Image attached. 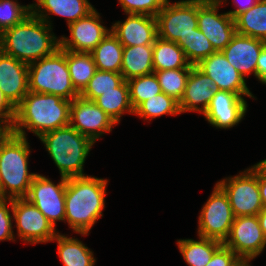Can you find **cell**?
Returning a JSON list of instances; mask_svg holds the SVG:
<instances>
[{"instance_id":"obj_39","label":"cell","mask_w":266,"mask_h":266,"mask_svg":"<svg viewBox=\"0 0 266 266\" xmlns=\"http://www.w3.org/2000/svg\"><path fill=\"white\" fill-rule=\"evenodd\" d=\"M238 258L230 248L222 244L205 266H231Z\"/></svg>"},{"instance_id":"obj_27","label":"cell","mask_w":266,"mask_h":266,"mask_svg":"<svg viewBox=\"0 0 266 266\" xmlns=\"http://www.w3.org/2000/svg\"><path fill=\"white\" fill-rule=\"evenodd\" d=\"M199 241L181 239L178 248L189 266H205L214 252L223 244L220 241L199 236Z\"/></svg>"},{"instance_id":"obj_2","label":"cell","mask_w":266,"mask_h":266,"mask_svg":"<svg viewBox=\"0 0 266 266\" xmlns=\"http://www.w3.org/2000/svg\"><path fill=\"white\" fill-rule=\"evenodd\" d=\"M71 101L60 96L28 92L16 107V115L10 131L26 137L27 128L40 137L45 132L69 125Z\"/></svg>"},{"instance_id":"obj_28","label":"cell","mask_w":266,"mask_h":266,"mask_svg":"<svg viewBox=\"0 0 266 266\" xmlns=\"http://www.w3.org/2000/svg\"><path fill=\"white\" fill-rule=\"evenodd\" d=\"M54 240L58 243V254L64 266H94L93 252L78 239L58 233Z\"/></svg>"},{"instance_id":"obj_9","label":"cell","mask_w":266,"mask_h":266,"mask_svg":"<svg viewBox=\"0 0 266 266\" xmlns=\"http://www.w3.org/2000/svg\"><path fill=\"white\" fill-rule=\"evenodd\" d=\"M234 219L227 194L216 184L200 213L198 235L224 243Z\"/></svg>"},{"instance_id":"obj_20","label":"cell","mask_w":266,"mask_h":266,"mask_svg":"<svg viewBox=\"0 0 266 266\" xmlns=\"http://www.w3.org/2000/svg\"><path fill=\"white\" fill-rule=\"evenodd\" d=\"M110 30L123 46L153 45L157 38L156 17L128 14L123 23L116 22Z\"/></svg>"},{"instance_id":"obj_5","label":"cell","mask_w":266,"mask_h":266,"mask_svg":"<svg viewBox=\"0 0 266 266\" xmlns=\"http://www.w3.org/2000/svg\"><path fill=\"white\" fill-rule=\"evenodd\" d=\"M40 140L60 170L61 177L86 176L83 165L94 142L68 125L45 132Z\"/></svg>"},{"instance_id":"obj_44","label":"cell","mask_w":266,"mask_h":266,"mask_svg":"<svg viewBox=\"0 0 266 266\" xmlns=\"http://www.w3.org/2000/svg\"><path fill=\"white\" fill-rule=\"evenodd\" d=\"M260 227L263 231L264 237L266 239V208H263L257 215Z\"/></svg>"},{"instance_id":"obj_26","label":"cell","mask_w":266,"mask_h":266,"mask_svg":"<svg viewBox=\"0 0 266 266\" xmlns=\"http://www.w3.org/2000/svg\"><path fill=\"white\" fill-rule=\"evenodd\" d=\"M123 45L110 31L90 52L96 68L102 71L121 73Z\"/></svg>"},{"instance_id":"obj_13","label":"cell","mask_w":266,"mask_h":266,"mask_svg":"<svg viewBox=\"0 0 266 266\" xmlns=\"http://www.w3.org/2000/svg\"><path fill=\"white\" fill-rule=\"evenodd\" d=\"M223 244L239 258L250 261L255 259L266 245L257 215L235 217L229 236Z\"/></svg>"},{"instance_id":"obj_34","label":"cell","mask_w":266,"mask_h":266,"mask_svg":"<svg viewBox=\"0 0 266 266\" xmlns=\"http://www.w3.org/2000/svg\"><path fill=\"white\" fill-rule=\"evenodd\" d=\"M192 68L155 71L162 92L180 102Z\"/></svg>"},{"instance_id":"obj_31","label":"cell","mask_w":266,"mask_h":266,"mask_svg":"<svg viewBox=\"0 0 266 266\" xmlns=\"http://www.w3.org/2000/svg\"><path fill=\"white\" fill-rule=\"evenodd\" d=\"M179 113H181L179 102L164 92L142 102L134 110V114L144 119H153L164 114L177 115Z\"/></svg>"},{"instance_id":"obj_47","label":"cell","mask_w":266,"mask_h":266,"mask_svg":"<svg viewBox=\"0 0 266 266\" xmlns=\"http://www.w3.org/2000/svg\"><path fill=\"white\" fill-rule=\"evenodd\" d=\"M261 163L266 167V159L262 160Z\"/></svg>"},{"instance_id":"obj_30","label":"cell","mask_w":266,"mask_h":266,"mask_svg":"<svg viewBox=\"0 0 266 266\" xmlns=\"http://www.w3.org/2000/svg\"><path fill=\"white\" fill-rule=\"evenodd\" d=\"M67 65L74 88L81 93L97 71L91 53L67 50Z\"/></svg>"},{"instance_id":"obj_23","label":"cell","mask_w":266,"mask_h":266,"mask_svg":"<svg viewBox=\"0 0 266 266\" xmlns=\"http://www.w3.org/2000/svg\"><path fill=\"white\" fill-rule=\"evenodd\" d=\"M153 72V45L123 47L121 74L125 81Z\"/></svg>"},{"instance_id":"obj_3","label":"cell","mask_w":266,"mask_h":266,"mask_svg":"<svg viewBox=\"0 0 266 266\" xmlns=\"http://www.w3.org/2000/svg\"><path fill=\"white\" fill-rule=\"evenodd\" d=\"M51 29V25L31 13L0 34V50L26 64L38 61L59 48V39L50 33Z\"/></svg>"},{"instance_id":"obj_6","label":"cell","mask_w":266,"mask_h":266,"mask_svg":"<svg viewBox=\"0 0 266 266\" xmlns=\"http://www.w3.org/2000/svg\"><path fill=\"white\" fill-rule=\"evenodd\" d=\"M28 82L30 92L57 95L69 101L80 95L70 78L67 50L60 48L28 64Z\"/></svg>"},{"instance_id":"obj_45","label":"cell","mask_w":266,"mask_h":266,"mask_svg":"<svg viewBox=\"0 0 266 266\" xmlns=\"http://www.w3.org/2000/svg\"><path fill=\"white\" fill-rule=\"evenodd\" d=\"M250 260L244 258H238L231 266H250Z\"/></svg>"},{"instance_id":"obj_38","label":"cell","mask_w":266,"mask_h":266,"mask_svg":"<svg viewBox=\"0 0 266 266\" xmlns=\"http://www.w3.org/2000/svg\"><path fill=\"white\" fill-rule=\"evenodd\" d=\"M8 198L0 197V241L3 240H14L12 231L11 214L7 207Z\"/></svg>"},{"instance_id":"obj_42","label":"cell","mask_w":266,"mask_h":266,"mask_svg":"<svg viewBox=\"0 0 266 266\" xmlns=\"http://www.w3.org/2000/svg\"><path fill=\"white\" fill-rule=\"evenodd\" d=\"M259 191L263 207L266 208V167L259 162Z\"/></svg>"},{"instance_id":"obj_40","label":"cell","mask_w":266,"mask_h":266,"mask_svg":"<svg viewBox=\"0 0 266 266\" xmlns=\"http://www.w3.org/2000/svg\"><path fill=\"white\" fill-rule=\"evenodd\" d=\"M16 108L8 101L0 89V122L8 129L13 125Z\"/></svg>"},{"instance_id":"obj_15","label":"cell","mask_w":266,"mask_h":266,"mask_svg":"<svg viewBox=\"0 0 266 266\" xmlns=\"http://www.w3.org/2000/svg\"><path fill=\"white\" fill-rule=\"evenodd\" d=\"M93 10L86 17L68 25L70 39L61 37L59 48L73 52L90 53L111 30H107L100 23V16Z\"/></svg>"},{"instance_id":"obj_16","label":"cell","mask_w":266,"mask_h":266,"mask_svg":"<svg viewBox=\"0 0 266 266\" xmlns=\"http://www.w3.org/2000/svg\"><path fill=\"white\" fill-rule=\"evenodd\" d=\"M195 66L213 80L218 90L254 98L247 88L244 77L228 62L221 51L202 59Z\"/></svg>"},{"instance_id":"obj_24","label":"cell","mask_w":266,"mask_h":266,"mask_svg":"<svg viewBox=\"0 0 266 266\" xmlns=\"http://www.w3.org/2000/svg\"><path fill=\"white\" fill-rule=\"evenodd\" d=\"M183 49L175 42L157 37L153 44V69L155 71L192 68Z\"/></svg>"},{"instance_id":"obj_12","label":"cell","mask_w":266,"mask_h":266,"mask_svg":"<svg viewBox=\"0 0 266 266\" xmlns=\"http://www.w3.org/2000/svg\"><path fill=\"white\" fill-rule=\"evenodd\" d=\"M219 0H198V29L208 38L215 51H222L236 34L234 19L218 14Z\"/></svg>"},{"instance_id":"obj_18","label":"cell","mask_w":266,"mask_h":266,"mask_svg":"<svg viewBox=\"0 0 266 266\" xmlns=\"http://www.w3.org/2000/svg\"><path fill=\"white\" fill-rule=\"evenodd\" d=\"M0 89L16 108L29 92L28 64L0 50Z\"/></svg>"},{"instance_id":"obj_8","label":"cell","mask_w":266,"mask_h":266,"mask_svg":"<svg viewBox=\"0 0 266 266\" xmlns=\"http://www.w3.org/2000/svg\"><path fill=\"white\" fill-rule=\"evenodd\" d=\"M217 184L227 194L235 217L258 215L264 208L259 191V163Z\"/></svg>"},{"instance_id":"obj_37","label":"cell","mask_w":266,"mask_h":266,"mask_svg":"<svg viewBox=\"0 0 266 266\" xmlns=\"http://www.w3.org/2000/svg\"><path fill=\"white\" fill-rule=\"evenodd\" d=\"M167 0H119L126 14L156 16Z\"/></svg>"},{"instance_id":"obj_21","label":"cell","mask_w":266,"mask_h":266,"mask_svg":"<svg viewBox=\"0 0 266 266\" xmlns=\"http://www.w3.org/2000/svg\"><path fill=\"white\" fill-rule=\"evenodd\" d=\"M216 91L218 88L213 80L196 66H193L187 79L183 97L179 102L180 112L197 111L204 113ZM198 104H201L202 107L200 108Z\"/></svg>"},{"instance_id":"obj_11","label":"cell","mask_w":266,"mask_h":266,"mask_svg":"<svg viewBox=\"0 0 266 266\" xmlns=\"http://www.w3.org/2000/svg\"><path fill=\"white\" fill-rule=\"evenodd\" d=\"M67 178L61 177L55 185L45 176L36 174L25 197L34 204L55 227L56 221H65V190Z\"/></svg>"},{"instance_id":"obj_17","label":"cell","mask_w":266,"mask_h":266,"mask_svg":"<svg viewBox=\"0 0 266 266\" xmlns=\"http://www.w3.org/2000/svg\"><path fill=\"white\" fill-rule=\"evenodd\" d=\"M247 102L244 97L230 91L218 90L214 93L206 111V120L217 128H231L245 116Z\"/></svg>"},{"instance_id":"obj_10","label":"cell","mask_w":266,"mask_h":266,"mask_svg":"<svg viewBox=\"0 0 266 266\" xmlns=\"http://www.w3.org/2000/svg\"><path fill=\"white\" fill-rule=\"evenodd\" d=\"M18 236L31 244L46 243L58 234L53 224L26 198L9 199Z\"/></svg>"},{"instance_id":"obj_25","label":"cell","mask_w":266,"mask_h":266,"mask_svg":"<svg viewBox=\"0 0 266 266\" xmlns=\"http://www.w3.org/2000/svg\"><path fill=\"white\" fill-rule=\"evenodd\" d=\"M236 33L266 42V0L258 2L234 18Z\"/></svg>"},{"instance_id":"obj_7","label":"cell","mask_w":266,"mask_h":266,"mask_svg":"<svg viewBox=\"0 0 266 266\" xmlns=\"http://www.w3.org/2000/svg\"><path fill=\"white\" fill-rule=\"evenodd\" d=\"M155 17L157 37L180 46L198 28V0H182L173 4L167 0Z\"/></svg>"},{"instance_id":"obj_1","label":"cell","mask_w":266,"mask_h":266,"mask_svg":"<svg viewBox=\"0 0 266 266\" xmlns=\"http://www.w3.org/2000/svg\"><path fill=\"white\" fill-rule=\"evenodd\" d=\"M107 180L90 177L67 179L65 221L76 233L87 235L105 207Z\"/></svg>"},{"instance_id":"obj_46","label":"cell","mask_w":266,"mask_h":266,"mask_svg":"<svg viewBox=\"0 0 266 266\" xmlns=\"http://www.w3.org/2000/svg\"><path fill=\"white\" fill-rule=\"evenodd\" d=\"M2 123L0 122V133L6 128L4 125H1Z\"/></svg>"},{"instance_id":"obj_41","label":"cell","mask_w":266,"mask_h":266,"mask_svg":"<svg viewBox=\"0 0 266 266\" xmlns=\"http://www.w3.org/2000/svg\"><path fill=\"white\" fill-rule=\"evenodd\" d=\"M257 79L266 85V46L262 49L257 61Z\"/></svg>"},{"instance_id":"obj_32","label":"cell","mask_w":266,"mask_h":266,"mask_svg":"<svg viewBox=\"0 0 266 266\" xmlns=\"http://www.w3.org/2000/svg\"><path fill=\"white\" fill-rule=\"evenodd\" d=\"M130 101L135 110L142 102L162 92L155 72L127 80Z\"/></svg>"},{"instance_id":"obj_43","label":"cell","mask_w":266,"mask_h":266,"mask_svg":"<svg viewBox=\"0 0 266 266\" xmlns=\"http://www.w3.org/2000/svg\"><path fill=\"white\" fill-rule=\"evenodd\" d=\"M219 1L222 3L224 0H219ZM247 1L248 2H246L247 3L246 5L244 4V2L242 3V5L241 4L239 5V2H238L237 5L239 6L236 5V7L238 8L236 10L229 11L227 13L234 19L238 14L244 11H247L248 9H250L252 6H254L258 2V0H247Z\"/></svg>"},{"instance_id":"obj_14","label":"cell","mask_w":266,"mask_h":266,"mask_svg":"<svg viewBox=\"0 0 266 266\" xmlns=\"http://www.w3.org/2000/svg\"><path fill=\"white\" fill-rule=\"evenodd\" d=\"M115 124L94 101L80 95L71 101L69 125L94 143L102 134L110 132Z\"/></svg>"},{"instance_id":"obj_35","label":"cell","mask_w":266,"mask_h":266,"mask_svg":"<svg viewBox=\"0 0 266 266\" xmlns=\"http://www.w3.org/2000/svg\"><path fill=\"white\" fill-rule=\"evenodd\" d=\"M180 47L183 49L187 61L194 66L216 52L211 42L198 28L185 38Z\"/></svg>"},{"instance_id":"obj_29","label":"cell","mask_w":266,"mask_h":266,"mask_svg":"<svg viewBox=\"0 0 266 266\" xmlns=\"http://www.w3.org/2000/svg\"><path fill=\"white\" fill-rule=\"evenodd\" d=\"M94 102L117 124L124 112L134 114L127 81H123L116 91H108L98 96Z\"/></svg>"},{"instance_id":"obj_19","label":"cell","mask_w":266,"mask_h":266,"mask_svg":"<svg viewBox=\"0 0 266 266\" xmlns=\"http://www.w3.org/2000/svg\"><path fill=\"white\" fill-rule=\"evenodd\" d=\"M265 46L263 40L236 33L221 52L245 79L252 72L257 77V61Z\"/></svg>"},{"instance_id":"obj_33","label":"cell","mask_w":266,"mask_h":266,"mask_svg":"<svg viewBox=\"0 0 266 266\" xmlns=\"http://www.w3.org/2000/svg\"><path fill=\"white\" fill-rule=\"evenodd\" d=\"M124 81L121 73L98 70L94 76L89 80L88 85L80 93V96L87 100L94 101L98 96L108 91H116Z\"/></svg>"},{"instance_id":"obj_4","label":"cell","mask_w":266,"mask_h":266,"mask_svg":"<svg viewBox=\"0 0 266 266\" xmlns=\"http://www.w3.org/2000/svg\"><path fill=\"white\" fill-rule=\"evenodd\" d=\"M29 148L26 137L12 133L8 128L0 133L1 198L16 199L27 196L36 175L28 172Z\"/></svg>"},{"instance_id":"obj_22","label":"cell","mask_w":266,"mask_h":266,"mask_svg":"<svg viewBox=\"0 0 266 266\" xmlns=\"http://www.w3.org/2000/svg\"><path fill=\"white\" fill-rule=\"evenodd\" d=\"M36 4H31L32 13L51 24L47 19L48 14L60 15L67 18V24L86 17L94 10L88 0H36ZM43 8V9H42ZM45 11V13H44ZM46 12H49L46 14ZM48 16V17H47Z\"/></svg>"},{"instance_id":"obj_36","label":"cell","mask_w":266,"mask_h":266,"mask_svg":"<svg viewBox=\"0 0 266 266\" xmlns=\"http://www.w3.org/2000/svg\"><path fill=\"white\" fill-rule=\"evenodd\" d=\"M31 13V5L22 6L13 0H0V34L21 23Z\"/></svg>"}]
</instances>
